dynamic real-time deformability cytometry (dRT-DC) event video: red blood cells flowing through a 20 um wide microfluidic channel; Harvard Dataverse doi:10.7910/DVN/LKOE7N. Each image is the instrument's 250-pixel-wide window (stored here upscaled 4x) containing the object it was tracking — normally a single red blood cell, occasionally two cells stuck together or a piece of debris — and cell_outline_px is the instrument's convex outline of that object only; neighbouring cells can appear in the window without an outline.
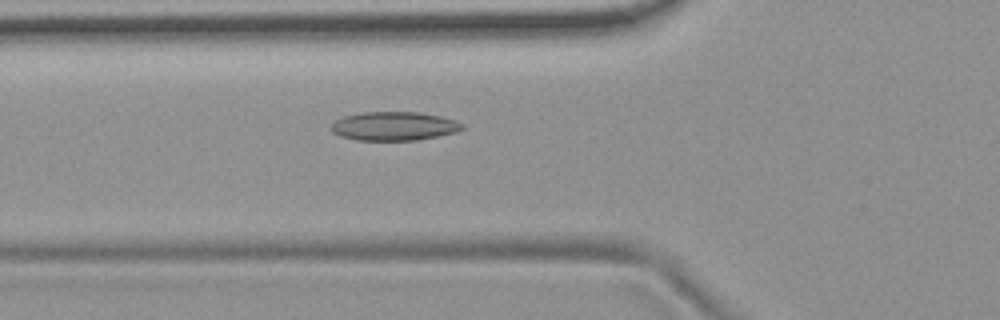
{"species": "common noctule bat (a hibernating species)", "species_latin": "Nyctalus noctula", "temperature_condition": "room temperature", "stored_images_in_passage": 45, "camera_frame_rate_fps": 3000, "um_per_image_px": 0.085, "animal": {"sex": "female", "body_mass_g": 19.9}, "frame": {"image": 1, "passage_image": 10, "time_ms": 3.0, "image_size_px": [1000, 320], "cell_outline_px": [[464, 128], [456, 132], [416, 140], [356, 140], [340, 136], [332, 132], [332, 124], [336, 120], [344, 116], [360, 112], [420, 112], [440, 116], [456, 120], [464, 124]], "centroid_in_image_um": [33.5, 10.71], "position_along_channel_um": 92.3, "area_um2": 21.96}}
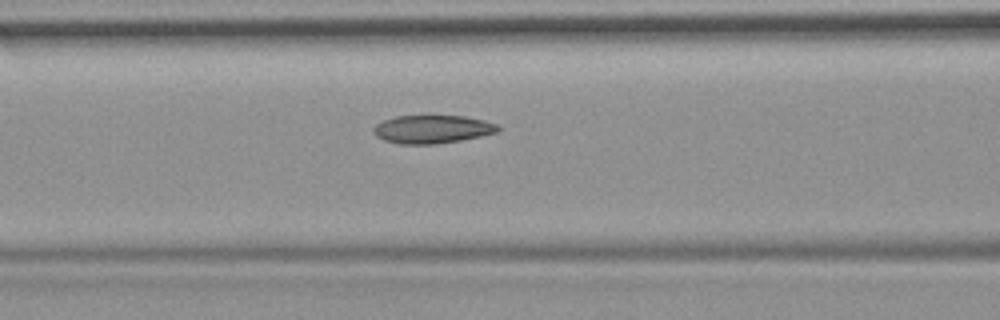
{"frame": {"image": 2, "passage_image": 13, "time_ms": 4.0, "image_size_px": [1000, 320], "cell_outline_px": [[500, 128], [496, 132], [480, 136], [460, 140], [436, 144], [400, 144], [384, 140], [376, 136], [372, 132], [372, 128], [376, 124], [384, 120], [396, 116], [464, 116], [484, 120], [496, 124]], "centroid_in_image_um": [36.7, 10.98], "position_along_channel_um": 129.9, "area_um2": 20.35}}
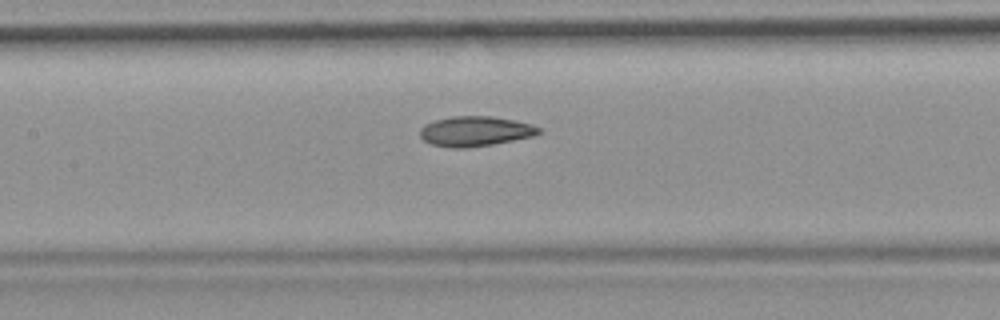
{"frame": {"image": 3, "passage_image": 16, "time_ms": 5.0, "image_size_px": [1000, 320], "cell_outline_px": [[540, 132], [532, 136], [492, 144], [464, 148], [452, 148], [432, 144], [424, 140], [420, 136], [420, 128], [424, 124], [436, 120], [452, 116], [492, 116], [516, 120], [532, 124], [540, 128]], "centroid_in_image_um": [40.38, 11.14], "position_along_channel_um": 167.0, "area_um2": 20.63}, "authors_computed_cell_mechanics": {"area_um2": 20.9814, "velocity_mm_per_s": 3.7126, "shape_relaxation_time_tau1_ms": null, "shape_relaxation_time_tau2_ms": 3.5897, "deformation_change_tau1": null, "deformation_change_tau2": 0.0859}}